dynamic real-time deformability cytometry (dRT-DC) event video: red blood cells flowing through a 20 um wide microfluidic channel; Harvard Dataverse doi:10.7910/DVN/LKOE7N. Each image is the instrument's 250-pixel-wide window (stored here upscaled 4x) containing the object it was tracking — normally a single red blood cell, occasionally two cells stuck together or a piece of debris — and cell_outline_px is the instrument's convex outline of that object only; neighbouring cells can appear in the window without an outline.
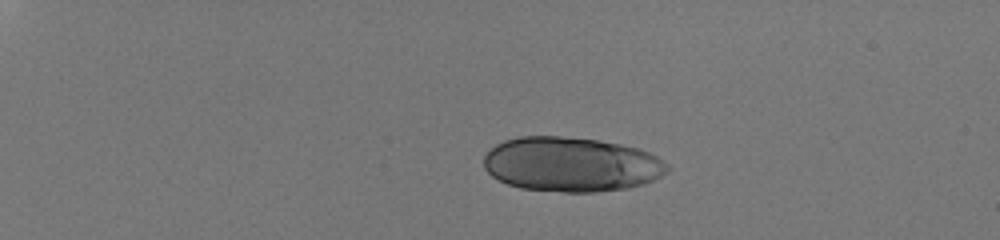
{"species": "human", "species_latin": "Homo sapiens", "temperature_condition": "room temperature", "stored_images_in_passage": 9, "segment_of_instrument_passage": [1, 3], "camera_frame_rate_fps": 3000, "um_per_image_px": 0.085, "donor": {"sex": "male"}, "frame": {"image": 1, "passage_image": 2, "time_ms": 0.333, "image_size_px": [1000, 240], "cell_outline_px": [[616, 184], [612, 188], [528, 188], [512, 184], [496, 176], [488, 168], [488, 156], [496, 148], [512, 140], [588, 140], [608, 144], [616, 148]], "centroid_in_image_um": [47.21, 13.93], "position_along_channel_um": 37.8, "area_um2": 40.46}}